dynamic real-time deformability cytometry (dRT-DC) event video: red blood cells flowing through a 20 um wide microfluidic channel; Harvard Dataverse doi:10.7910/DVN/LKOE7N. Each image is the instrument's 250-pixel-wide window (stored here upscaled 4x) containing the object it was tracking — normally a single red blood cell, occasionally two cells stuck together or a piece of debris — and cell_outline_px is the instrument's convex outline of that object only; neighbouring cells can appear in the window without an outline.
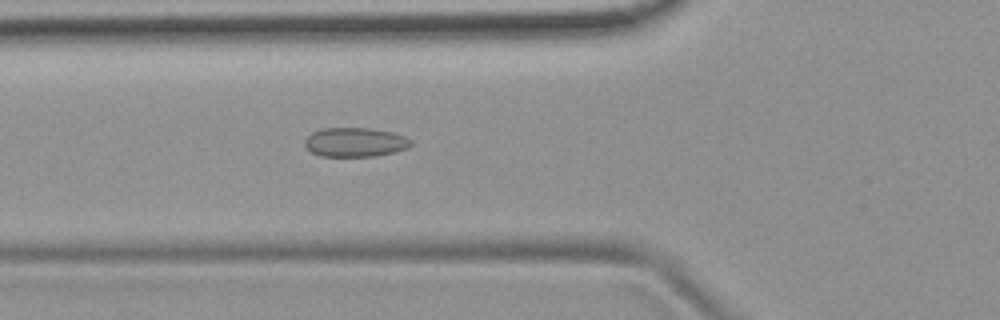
{"species": "common noctule bat (a hibernating species)", "species_latin": "Nyctalus noctula", "temperature_condition": "room temperature", "stored_images_in_passage": 51, "camera_frame_rate_fps": 3000, "um_per_image_px": 0.085, "animal": {"sex": "female", "body_mass_g": 19.9}, "frame": {"image": 1, "passage_image": 18, "time_ms": 5.667, "image_size_px": [1000, 320], "cell_outline_px": [[412, 144], [408, 148], [376, 156], [320, 156], [312, 152], [304, 144], [304, 140], [312, 132], [324, 128], [372, 128], [392, 132], [404, 136], [412, 140]], "centroid_in_image_um": [30.19, 12.08], "position_along_channel_um": 95.6, "area_um2": 18.03}}
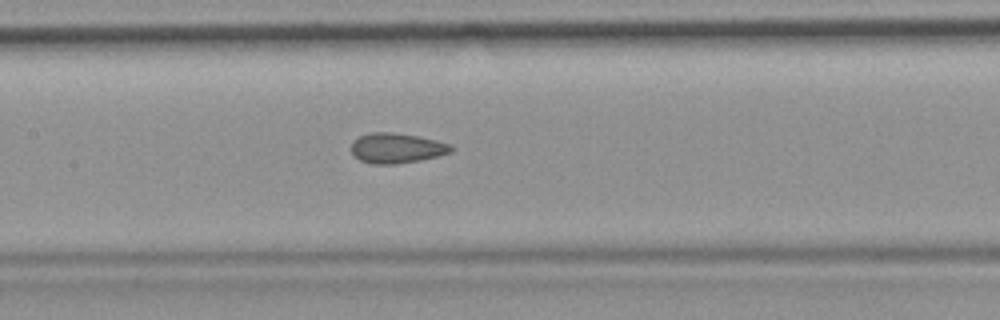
{"frame": {"image": 2, "passage_image": 24, "time_ms": 7.667, "image_size_px": [1000, 320], "cell_outline_px": [[452, 152], [420, 160], [396, 164], [372, 164], [360, 160], [352, 152], [352, 140], [360, 136], [372, 132], [392, 132], [416, 136], [436, 140], [452, 144]], "centroid_in_image_um": [33.71, 12.59], "position_along_channel_um": 173.7, "area_um2": 17.4}}
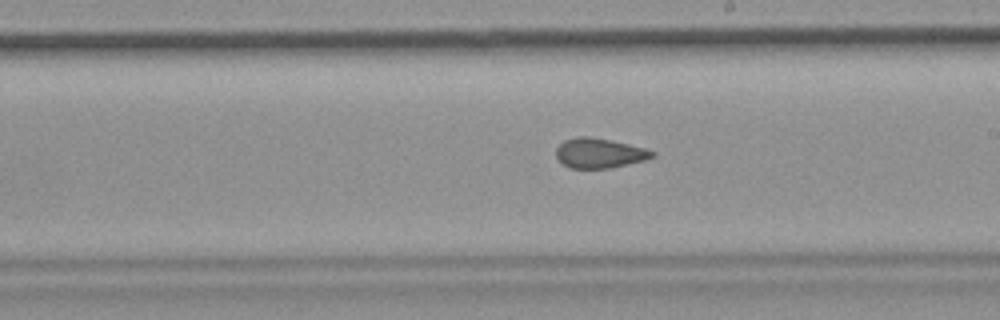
{"frame": {"image": 3, "passage_image": 29, "time_ms": 9.333, "image_size_px": [1000, 320], "cell_outline_px": [[656, 156], [644, 160], [608, 168], [568, 168], [556, 156], [556, 148], [564, 140], [576, 136], [588, 136], [612, 140], [644, 148], [656, 152]], "centroid_in_image_um": [50.94, 13.0], "position_along_channel_um": 238.1, "area_um2": 16.65}, "authors_computed_cell_mechanics": {"area_um2": 17.4556, "velocity_mm_per_s": 3.8808, "shape_relaxation_time_tau1_ms": null, "shape_relaxation_time_tau2_ms": 2.0402, "deformation_change_tau1": null, "deformation_change_tau2": 0.0785}}